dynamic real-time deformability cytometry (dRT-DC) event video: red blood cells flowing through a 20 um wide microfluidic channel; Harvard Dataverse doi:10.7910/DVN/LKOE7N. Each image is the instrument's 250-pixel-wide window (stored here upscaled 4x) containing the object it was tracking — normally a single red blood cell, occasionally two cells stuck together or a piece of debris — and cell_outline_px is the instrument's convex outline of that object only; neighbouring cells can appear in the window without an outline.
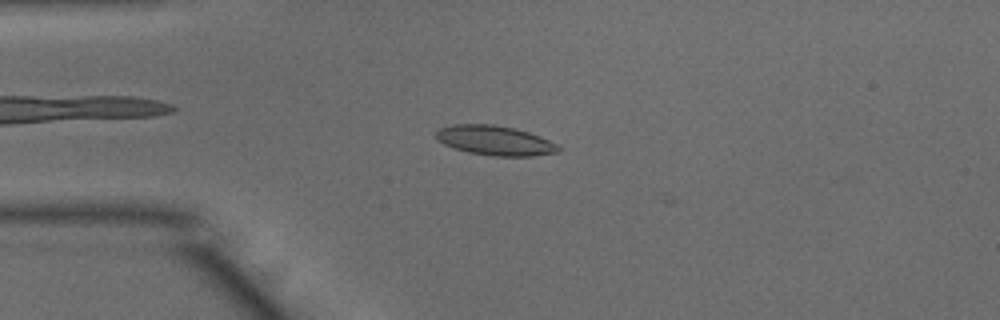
{"species": "common noctule bat (a hibernating species)", "species_latin": "Nyctalus noctula", "temperature_condition": "warm", "stored_images_in_passage": 13, "camera_frame_rate_fps": 3000, "um_per_image_px": 0.085, "animal": {"sex": "male", "body_mass_g": 15.6}, "frame": {"image": 1, "passage_image": 12, "time_ms": 3.667, "image_size_px": [1000, 320], "cell_outline_px": [[560, 152], [532, 156], [492, 156], [468, 152], [444, 144], [436, 140], [436, 132], [440, 128], [452, 124], [492, 124], [516, 128], [540, 136], [556, 144], [560, 148]], "centroid_in_image_um": [42.07, 11.94], "position_along_channel_um": 42.9, "area_um2": 21.15}}